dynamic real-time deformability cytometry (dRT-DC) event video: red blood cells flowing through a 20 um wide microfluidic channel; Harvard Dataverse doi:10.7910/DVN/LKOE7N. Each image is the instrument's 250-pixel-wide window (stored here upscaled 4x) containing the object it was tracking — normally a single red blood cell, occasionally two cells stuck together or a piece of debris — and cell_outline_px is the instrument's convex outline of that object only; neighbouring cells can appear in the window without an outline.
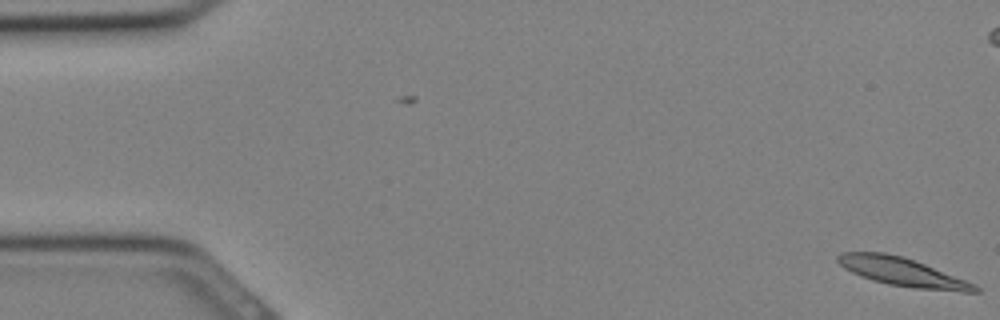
{"species": "Egyptian fruit bat (a non-hibernating species)", "species_latin": "Rousettus aegyptiacus", "temperature_condition": "cold", "stored_images_in_passage": 2, "camera_frame_rate_fps": 3000, "um_per_image_px": 0.085, "animal": {"sex": "female"}, "frame": {"image": 1, "passage_image": 2, "time_ms": 0.333, "image_size_px": [1000, 320], "cell_outline_px": [[980, 292], [960, 292], [912, 288], [888, 284], [872, 280], [860, 276], [844, 268], [836, 260], [836, 256], [840, 252], [884, 252], [904, 256], [976, 284], [980, 288]], "centroid_in_image_um": [76.71, 23.12], "position_along_channel_um": 8.3, "area_um2": 22.89}}